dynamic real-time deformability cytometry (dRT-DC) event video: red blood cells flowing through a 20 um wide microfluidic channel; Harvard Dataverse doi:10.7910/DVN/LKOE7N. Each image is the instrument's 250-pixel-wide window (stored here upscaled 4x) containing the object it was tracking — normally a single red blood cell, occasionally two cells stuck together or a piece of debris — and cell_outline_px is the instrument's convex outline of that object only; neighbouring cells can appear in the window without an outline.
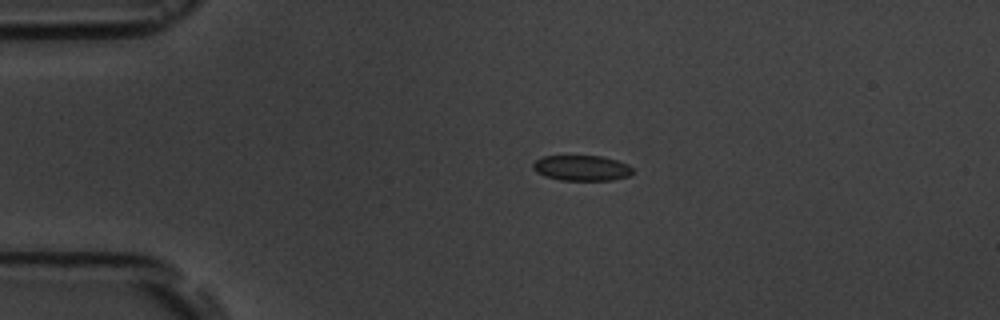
{"species": "common noctule bat (a hibernating species)", "species_latin": "Nyctalus noctula", "temperature_condition": "room temperature", "stored_images_in_passage": 4, "camera_frame_rate_fps": 3000, "um_per_image_px": 0.085, "animal": {"sex": "male", "body_mass_g": 19.5, "forearm_length_mm": 54.6}, "frame": {"image": 1, "passage_image": 3, "time_ms": 2.333, "image_size_px": [1000, 320], "cell_outline_px": [[632, 172], [628, 176], [612, 180], [560, 180], [544, 176], [536, 172], [532, 168], [532, 164], [536, 160], [544, 156], [600, 156], [616, 160], [628, 164], [632, 168]], "centroid_in_image_um": [49.41, 14.28], "position_along_channel_um": 35.6, "area_um2": 14.74}}